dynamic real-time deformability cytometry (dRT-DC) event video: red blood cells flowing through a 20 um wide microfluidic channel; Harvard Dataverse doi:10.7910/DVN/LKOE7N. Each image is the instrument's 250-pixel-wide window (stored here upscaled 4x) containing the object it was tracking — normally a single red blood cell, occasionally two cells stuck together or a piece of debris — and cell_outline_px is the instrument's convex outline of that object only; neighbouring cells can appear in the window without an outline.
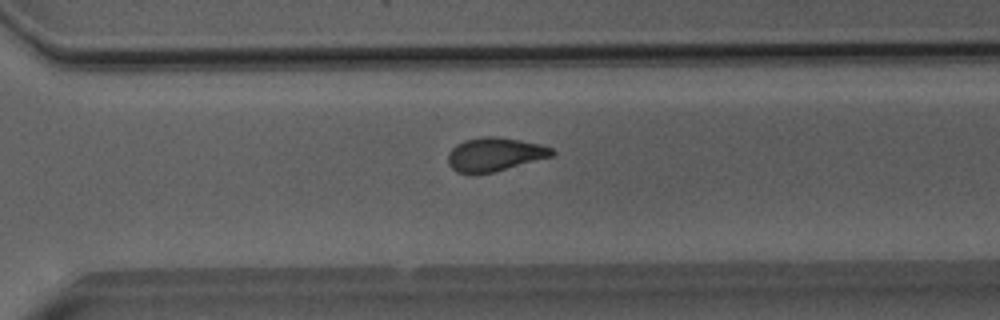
{"species": "Egyptian fruit bat (a non-hibernating species)", "species_latin": "Rousettus aegyptiacus", "temperature_condition": "room temperature", "stored_images_in_passage": 34, "camera_frame_rate_fps": 3000, "um_per_image_px": 0.085, "animal": {"sex": "male"}, "frame": {"image": 1, "passage_image": 29, "time_ms": 9.333, "image_size_px": [1000, 320], "cell_outline_px": [[556, 152], [552, 156], [492, 172], [472, 176], [456, 172], [448, 164], [448, 152], [456, 144], [464, 140], [484, 136], [496, 136], [520, 140], [540, 144], [552, 148]], "centroid_in_image_um": [41.99, 13.13], "position_along_channel_um": 328.6, "area_um2": 20.58}}